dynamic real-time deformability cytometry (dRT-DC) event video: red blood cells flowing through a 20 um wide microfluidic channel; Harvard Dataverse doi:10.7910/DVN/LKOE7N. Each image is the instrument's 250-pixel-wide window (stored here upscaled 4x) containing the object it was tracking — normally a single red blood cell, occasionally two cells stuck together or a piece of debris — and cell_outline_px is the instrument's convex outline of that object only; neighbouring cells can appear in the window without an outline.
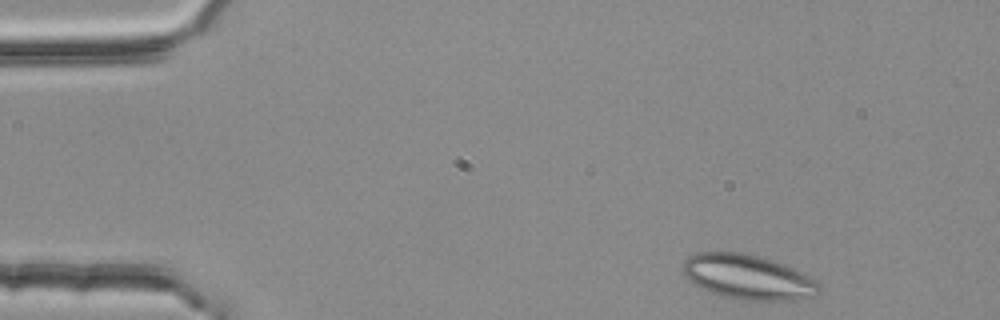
{"species": "common noctule bat (a hibernating species)", "species_latin": "Nyctalus noctula", "temperature_condition": "room temperature", "stored_images_in_passage": 3, "camera_frame_rate_fps": 3000, "um_per_image_px": 0.085, "animal": {"sex": "female", "body_mass_g": 25.1}, "frame": {"image": 1, "passage_image": 1, "time_ms": 0.0, "image_size_px": [1000, 320], "cell_outline_px": [[824, 288], [816, 296], [796, 300], [740, 300], [720, 296], [688, 280], [684, 276], [680, 268], [680, 264], [688, 256], [696, 252], [744, 252], [772, 260], [792, 268], [816, 280]], "centroid_in_image_um": [63.56, 23.55], "position_along_channel_um": 21.4, "area_um2": 35.89}}